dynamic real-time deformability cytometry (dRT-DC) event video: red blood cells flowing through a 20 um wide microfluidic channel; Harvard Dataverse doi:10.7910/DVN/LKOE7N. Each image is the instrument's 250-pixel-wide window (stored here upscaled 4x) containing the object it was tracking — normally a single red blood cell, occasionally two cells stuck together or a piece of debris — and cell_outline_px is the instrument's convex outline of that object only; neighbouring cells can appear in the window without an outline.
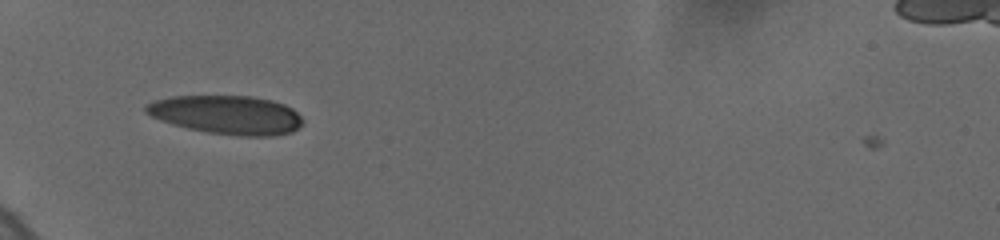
{"species": "human", "species_latin": "Homo sapiens", "temperature_condition": "cold", "stored_images_in_passage": 8, "camera_frame_rate_fps": 3000, "um_per_image_px": 0.085, "donor": {"sex": "female"}, "frame": {"image": 1, "passage_image": 7, "time_ms": 6.333, "image_size_px": [1000, 240], "cell_outline_px": [[304, 124], [300, 128], [292, 132], [272, 136], [244, 136], [208, 132], [188, 128], [172, 124], [160, 120], [144, 112], [144, 104], [152, 100], [172, 96], [252, 96], [272, 100], [284, 104], [292, 108], [304, 120]], "centroid_in_image_um": [19.28, 9.75], "position_along_channel_um": 65.7, "area_um2": 35.66}}